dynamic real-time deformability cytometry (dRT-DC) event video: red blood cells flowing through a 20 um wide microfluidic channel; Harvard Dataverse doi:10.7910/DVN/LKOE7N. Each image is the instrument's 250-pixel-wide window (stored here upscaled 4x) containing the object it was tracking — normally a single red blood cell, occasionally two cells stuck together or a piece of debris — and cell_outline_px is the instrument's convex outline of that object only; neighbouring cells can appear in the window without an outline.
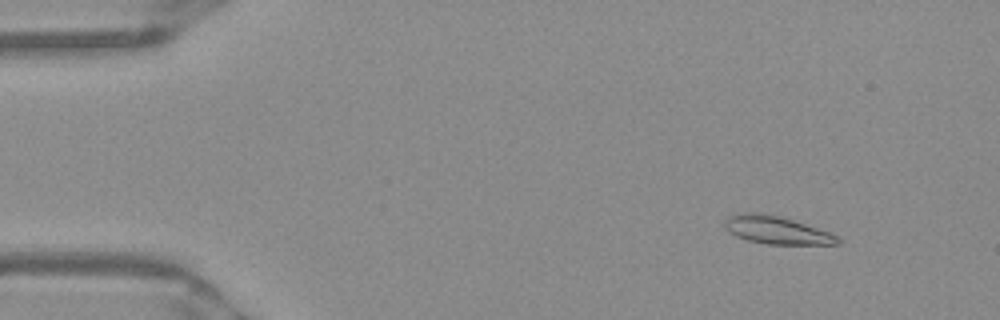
{"species": "Egyptian fruit bat (a non-hibernating species)", "species_latin": "Rousettus aegyptiacus", "temperature_condition": "warm", "stored_images_in_passage": 52, "camera_frame_rate_fps": 3000, "um_per_image_px": 0.085, "frame": {"image": 1, "passage_image": 6, "time_ms": 1.667, "image_size_px": [1000, 320], "cell_outline_px": [[840, 244], [768, 244], [748, 240], [736, 236], [728, 232], [724, 228], [724, 220], [728, 216], [744, 212], [752, 212], [776, 216], [792, 220], [828, 232], [836, 236], [840, 240]], "centroid_in_image_um": [65.94, 19.56], "position_along_channel_um": 19.1, "area_um2": 17.92}}
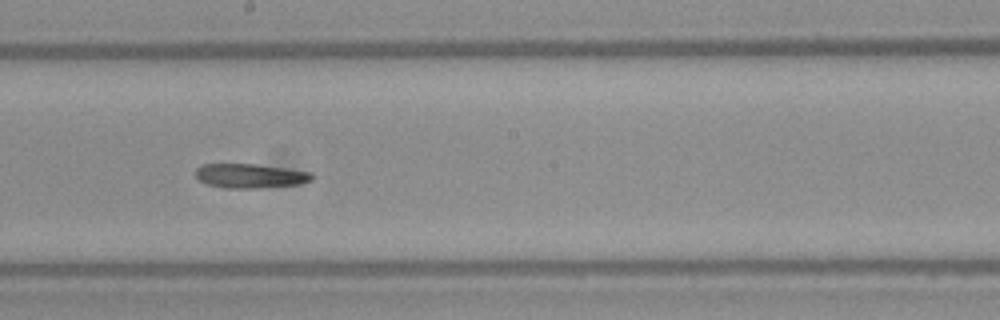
{"frame": {"image": 2, "passage_image": 29, "time_ms": 9.333, "image_size_px": [1000, 320], "cell_outline_px": [[316, 176], [312, 180], [300, 184], [256, 188], [224, 188], [208, 184], [200, 180], [196, 176], [196, 168], [200, 164], [252, 164], [284, 168], [312, 172]], "centroid_in_image_um": [21.29, 14.95], "position_along_channel_um": 226.9, "area_um2": 16.47}}
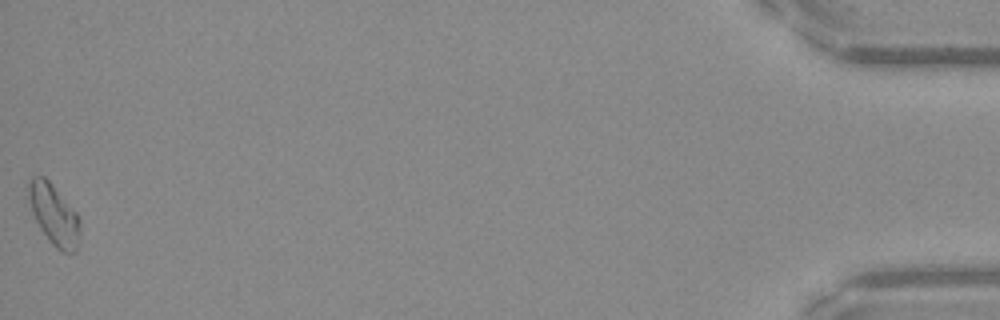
{"frame": {"image": 3, "passage_image": 52, "time_ms": 17.0, "image_size_px": [1000, 320], "cell_outline_px": [[80, 236], [76, 252], [60, 252], [52, 244], [40, 228], [32, 212], [28, 196], [28, 180], [32, 176], [44, 176], [52, 184], [76, 212], [80, 220]], "centroid_in_image_um": [4.59, 18.25], "position_along_channel_um": 430.6, "area_um2": 18.21}, "authors_computed_cell_mechanics": {"area_um2": 17.2244, "velocity_mm_per_s": 3.9391, "shape_relaxation_time_tau1_ms": null, "shape_relaxation_time_tau2_ms": 4.1699, "deformation_change_tau1": null, "deformation_change_tau2": 0.1344}}